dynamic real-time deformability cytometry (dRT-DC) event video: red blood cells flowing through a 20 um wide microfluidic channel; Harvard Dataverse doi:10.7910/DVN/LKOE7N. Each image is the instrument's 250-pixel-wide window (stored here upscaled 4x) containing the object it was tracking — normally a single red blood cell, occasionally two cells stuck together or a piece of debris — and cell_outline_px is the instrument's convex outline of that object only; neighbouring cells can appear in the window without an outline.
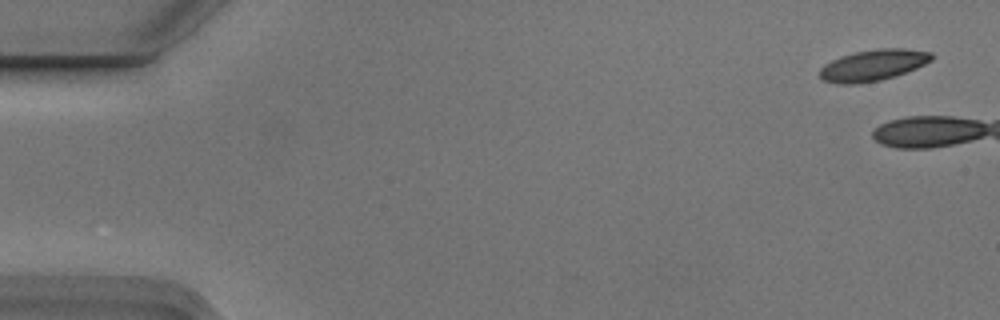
{"species": "Egyptian fruit bat (a non-hibernating species)", "species_latin": "Rousettus aegyptiacus", "temperature_condition": "cold", "stored_images_in_passage": 5, "camera_frame_rate_fps": 3000, "um_per_image_px": 0.085, "animal": {"sex": "male"}, "frame": {"image": 1, "passage_image": 1, "time_ms": 0.0, "image_size_px": [1000, 320], "cell_outline_px": [[932, 60], [916, 68], [896, 76], [880, 80], [856, 84], [840, 84], [820, 80], [820, 68], [824, 64], [840, 56], [856, 52], [880, 48], [904, 48], [932, 52]], "centroid_in_image_um": [74.19, 5.54], "position_along_channel_um": 10.8, "area_um2": 20.4}}